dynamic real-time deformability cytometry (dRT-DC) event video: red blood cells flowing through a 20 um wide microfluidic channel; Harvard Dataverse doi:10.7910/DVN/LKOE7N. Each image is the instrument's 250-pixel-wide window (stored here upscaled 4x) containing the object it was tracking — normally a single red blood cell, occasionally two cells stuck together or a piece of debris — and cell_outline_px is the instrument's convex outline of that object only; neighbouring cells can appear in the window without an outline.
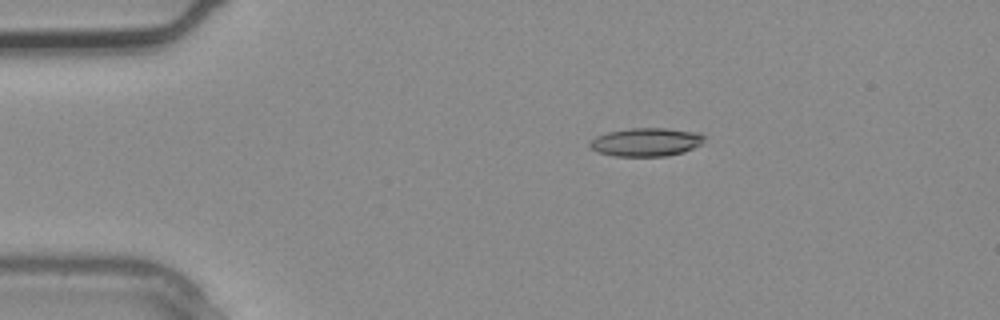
{"species": "common noctule bat (a hibernating species)", "species_latin": "Nyctalus noctula", "temperature_condition": "warm", "stored_images_in_passage": 3, "camera_frame_rate_fps": 3000, "um_per_image_px": 0.085, "animal": {"sex": "male", "body_mass_g": 20.4}, "frame": {"image": 1, "passage_image": 2, "time_ms": 0.333, "image_size_px": [1000, 320], "cell_outline_px": [[704, 140], [700, 144], [684, 152], [664, 156], [616, 156], [596, 152], [588, 144], [596, 136], [608, 132], [632, 128], [664, 128], [700, 132], [704, 136]], "centroid_in_image_um": [54.92, 12.07], "position_along_channel_um": 30.1, "area_um2": 18.84}}
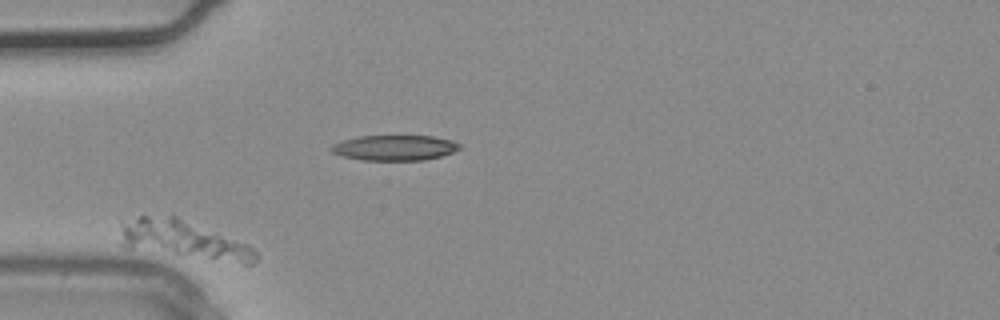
{"frame": {"image": 2, "passage_image": 3, "time_ms": 0.667, "image_size_px": [1000, 320], "cell_outline_px": [[256, 260], [252, 264], [244, 264], [124, 248], [120, 244], [120, 220], [140, 216], [176, 216], [248, 244], [256, 252]], "centroid_in_image_um": [15.51, 20.37], "position_along_channel_um": 69.5, "area_um2": 30.23}}